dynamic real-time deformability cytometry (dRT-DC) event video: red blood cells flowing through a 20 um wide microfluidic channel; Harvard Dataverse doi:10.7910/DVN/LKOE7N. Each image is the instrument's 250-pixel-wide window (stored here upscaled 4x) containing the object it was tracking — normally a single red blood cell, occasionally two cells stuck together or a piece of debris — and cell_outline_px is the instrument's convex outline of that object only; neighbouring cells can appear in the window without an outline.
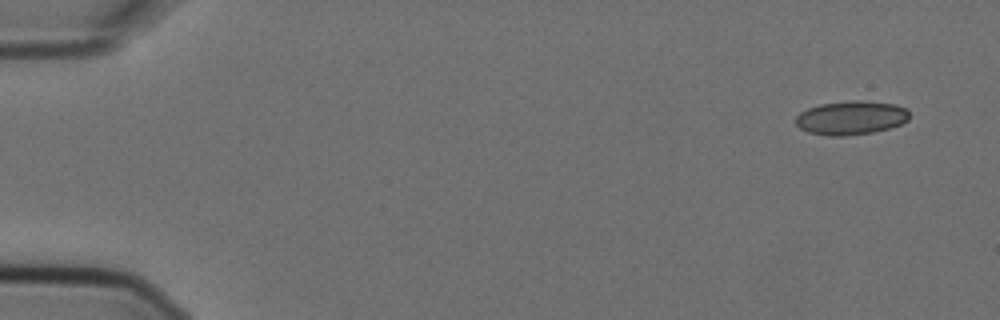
{"species": "Egyptian fruit bat (a non-hibernating species)", "species_latin": "Rousettus aegyptiacus", "temperature_condition": "cold", "stored_images_in_passage": 5, "camera_frame_rate_fps": 3000, "um_per_image_px": 0.085, "animal": {"sex": "female"}, "frame": {"image": 1, "passage_image": 1, "time_ms": 0.0, "image_size_px": [1000, 320], "cell_outline_px": [[908, 120], [900, 124], [888, 128], [872, 132], [844, 136], [832, 136], [808, 132], [800, 128], [796, 124], [796, 116], [800, 112], [808, 108], [820, 104], [852, 100], [860, 100], [896, 104], [904, 108], [908, 112]], "centroid_in_image_um": [72.31, 10.0], "position_along_channel_um": 12.7, "area_um2": 22.25}}
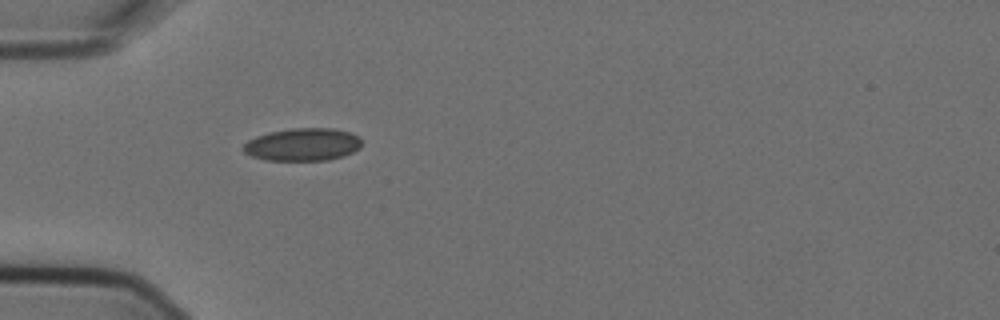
{"frame": {"image": 2, "passage_image": 5, "time_ms": 1.333, "image_size_px": [1000, 320], "cell_outline_px": [[360, 148], [344, 156], [328, 160], [264, 160], [252, 156], [244, 152], [240, 148], [248, 140], [256, 136], [268, 132], [292, 128], [332, 128], [348, 132], [360, 136]], "centroid_in_image_um": [25.7, 12.28], "position_along_channel_um": 59.3, "area_um2": 22.66}}